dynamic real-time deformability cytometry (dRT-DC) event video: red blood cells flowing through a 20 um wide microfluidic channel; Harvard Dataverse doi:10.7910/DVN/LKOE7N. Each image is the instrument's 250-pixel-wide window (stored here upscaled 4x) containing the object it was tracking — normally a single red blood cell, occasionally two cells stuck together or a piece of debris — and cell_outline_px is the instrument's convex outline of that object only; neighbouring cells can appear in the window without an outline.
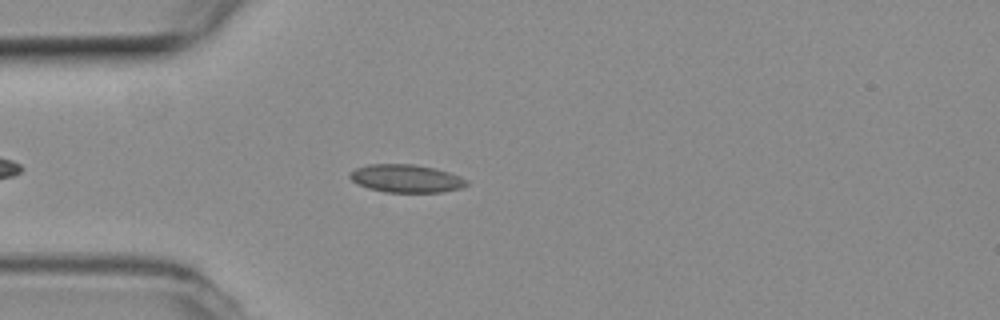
{"species": "common noctule bat (a hibernating species)", "species_latin": "Nyctalus noctula", "temperature_condition": "room temperature", "stored_images_in_passage": 38, "camera_frame_rate_fps": 3000, "um_per_image_px": 0.085, "animal": {"sex": "female", "body_mass_g": 19.3, "forearm_length_mm": 54.1}, "frame": {"image": 1, "passage_image": 7, "time_ms": 2.0, "image_size_px": [1000, 320], "cell_outline_px": [[468, 184], [460, 188], [440, 192], [384, 192], [368, 188], [356, 184], [348, 176], [356, 168], [368, 164], [412, 164], [432, 168], [448, 172], [460, 176], [468, 180]], "centroid_in_image_um": [34.5, 15.17], "position_along_channel_um": 50.5, "area_um2": 18.9}}
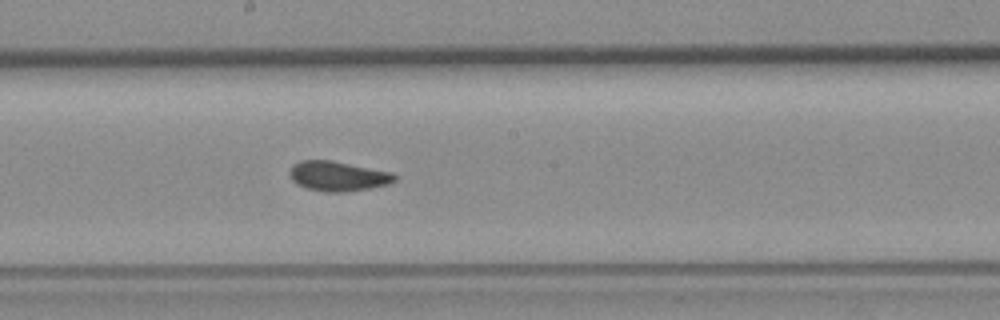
{"frame": {"image": 2, "passage_image": 21, "time_ms": 6.667, "image_size_px": [1000, 320], "cell_outline_px": [[396, 180], [388, 184], [368, 188], [344, 192], [324, 192], [308, 188], [296, 184], [292, 180], [288, 172], [292, 164], [300, 160], [332, 160], [392, 172], [396, 176]], "centroid_in_image_um": [28.68, 14.96], "position_along_channel_um": 219.5, "area_um2": 18.32}}
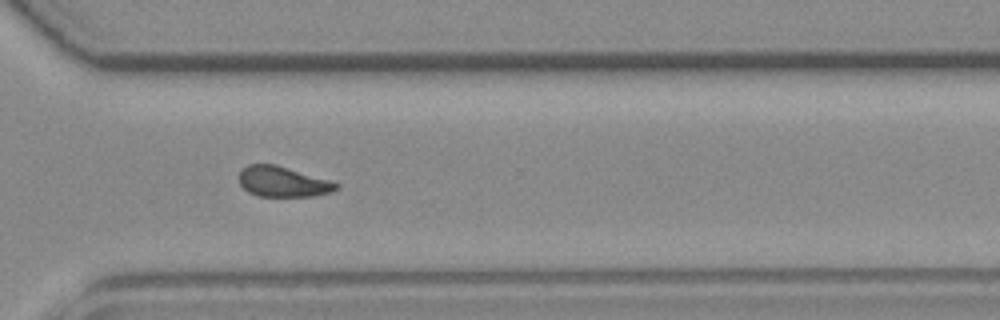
{"frame": {"image": 3, "passage_image": 31, "time_ms": 10.0, "image_size_px": [1000, 320], "cell_outline_px": [[340, 188], [332, 192], [312, 196], [260, 196], [248, 192], [240, 184], [240, 172], [248, 164], [276, 164], [332, 180], [340, 184]], "centroid_in_image_um": [24.11, 15.44], "position_along_channel_um": 346.5, "area_um2": 17.34}, "authors_computed_cell_mechanics": {"area_um2": 18.1492, "velocity_mm_per_s": 3.8177, "shape_relaxation_time_tau1_ms": null, "shape_relaxation_time_tau2_ms": 0.8539, "deformation_change_tau1": null, "deformation_change_tau2": 0.0584}}